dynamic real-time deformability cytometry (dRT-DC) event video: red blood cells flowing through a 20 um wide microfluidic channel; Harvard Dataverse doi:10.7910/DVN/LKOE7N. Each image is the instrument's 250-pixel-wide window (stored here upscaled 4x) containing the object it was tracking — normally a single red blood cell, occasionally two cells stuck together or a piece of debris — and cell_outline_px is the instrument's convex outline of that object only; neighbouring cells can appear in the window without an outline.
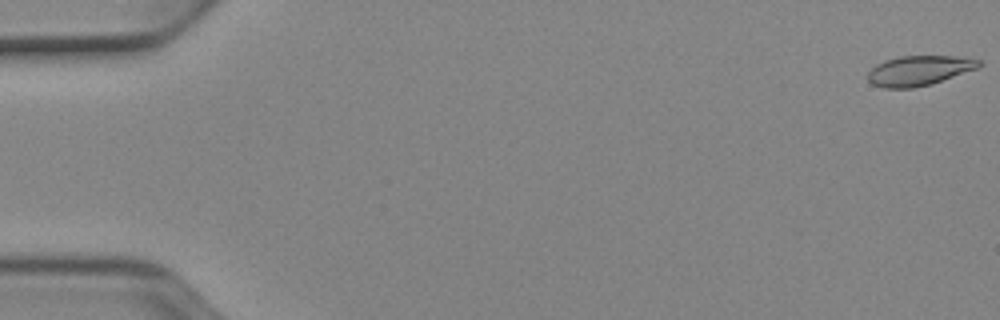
{"species": "Egyptian fruit bat (a non-hibernating species)", "species_latin": "Rousettus aegyptiacus", "temperature_condition": "cold", "stored_images_in_passage": 52, "camera_frame_rate_fps": 3000, "um_per_image_px": 0.085, "animal": {"sex": "female"}, "frame": {"image": 1, "passage_image": 1, "time_ms": 0.0, "image_size_px": [1000, 320], "cell_outline_px": [[980, 64], [976, 68], [932, 84], [912, 88], [884, 88], [872, 84], [868, 80], [868, 72], [876, 64], [884, 60], [900, 56], [956, 56], [980, 60]], "centroid_in_image_um": [78.07, 6.0], "position_along_channel_um": 6.9, "area_um2": 19.19}}
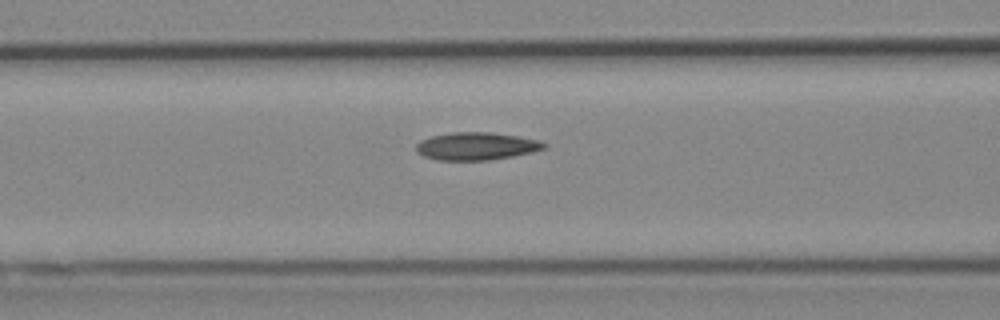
{"frame": {"image": 2, "passage_image": 22, "time_ms": 7.0, "image_size_px": [1000, 320], "cell_outline_px": [[548, 144], [544, 148], [532, 152], [512, 156], [488, 160], [440, 160], [424, 156], [416, 152], [416, 144], [420, 140], [432, 136], [452, 132], [488, 132], [516, 136], [540, 140]], "centroid_in_image_um": [40.48, 12.42], "position_along_channel_um": 126.1, "area_um2": 20.52}}
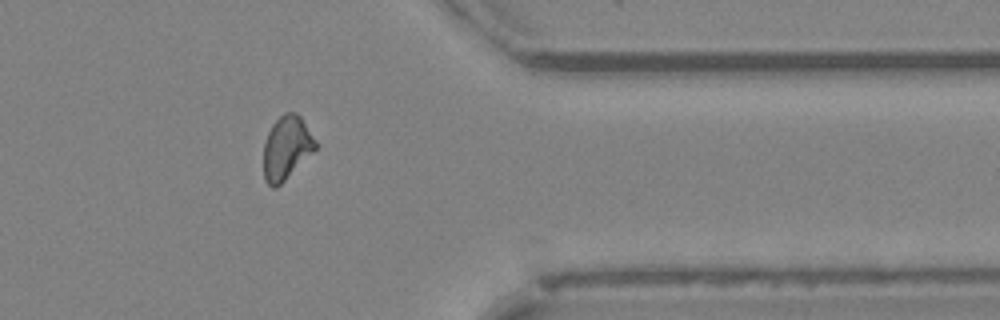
{"frame": {"image": 3, "passage_image": 43, "time_ms": 14.0, "image_size_px": [1000, 320], "cell_outline_px": [[316, 148], [276, 188], [272, 188], [264, 180], [264, 144], [268, 132], [272, 124], [284, 112], [296, 112], [300, 116], [316, 140]], "centroid_in_image_um": [24.33, 12.54], "position_along_channel_um": 387.1, "area_um2": 18.9}, "authors_computed_cell_mechanics": {"area_um2": 19.6809, "velocity_mm_per_s": 3.9233, "shape_relaxation_time_tau1_ms": 8.6193, "shape_relaxation_time_tau2_ms": 2.6628, "deformation_change_tau1": 0.2036, "deformation_change_tau2": 0.0947}}